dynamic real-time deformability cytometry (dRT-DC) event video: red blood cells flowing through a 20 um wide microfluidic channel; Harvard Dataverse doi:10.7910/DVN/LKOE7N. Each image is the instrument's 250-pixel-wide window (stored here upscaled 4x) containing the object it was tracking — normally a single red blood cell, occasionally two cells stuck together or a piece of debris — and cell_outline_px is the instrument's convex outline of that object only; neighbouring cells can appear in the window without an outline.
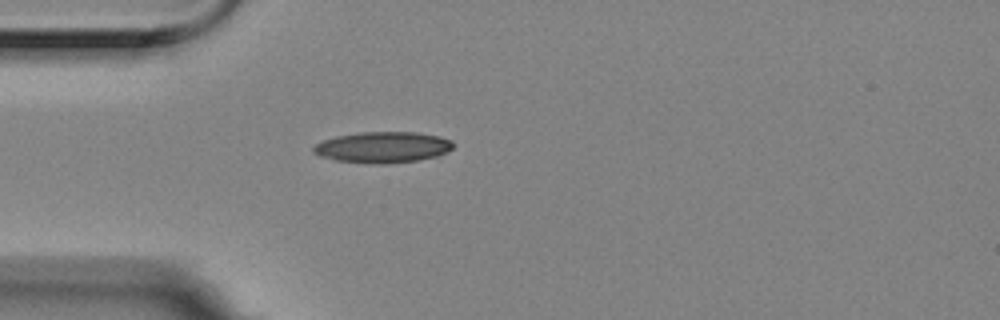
{"species": "Egyptian fruit bat (a non-hibernating species)", "species_latin": "Rousettus aegyptiacus", "temperature_condition": "room temperature", "stored_images_in_passage": 3, "camera_frame_rate_fps": 3000, "um_per_image_px": 0.085, "animal": {"sex": "female"}, "frame": {"image": 1, "passage_image": 1, "time_ms": 0.0, "image_size_px": [1000, 320], "cell_outline_px": [[456, 144], [448, 152], [436, 156], [416, 160], [384, 164], [372, 164], [336, 160], [320, 156], [312, 152], [312, 148], [316, 144], [324, 140], [336, 136], [360, 132], [416, 132], [440, 136], [452, 140]], "centroid_in_image_um": [32.56, 12.51], "position_along_channel_um": 52.4, "area_um2": 25.37}}
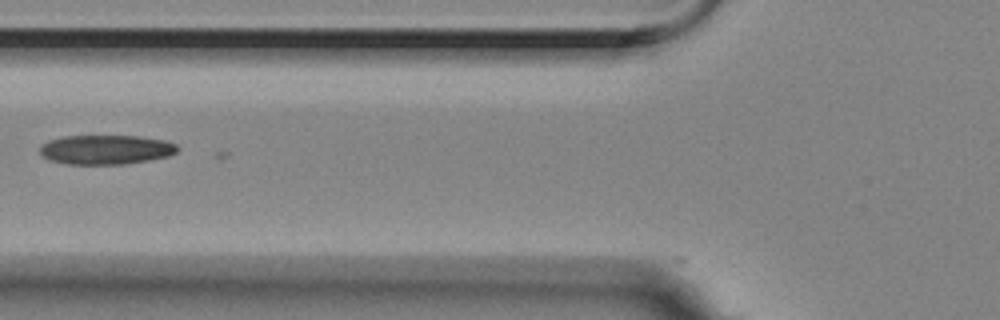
{"frame": {"image": 2, "passage_image": 3, "time_ms": 0.667, "image_size_px": [1000, 320], "cell_outline_px": [[180, 148], [176, 152], [168, 156], [148, 160], [124, 164], [68, 164], [52, 160], [40, 156], [40, 144], [48, 140], [64, 136], [136, 136], [164, 140], [176, 144]], "centroid_in_image_um": [8.98, 12.71], "position_along_channel_um": 116.8, "area_um2": 23.58}}